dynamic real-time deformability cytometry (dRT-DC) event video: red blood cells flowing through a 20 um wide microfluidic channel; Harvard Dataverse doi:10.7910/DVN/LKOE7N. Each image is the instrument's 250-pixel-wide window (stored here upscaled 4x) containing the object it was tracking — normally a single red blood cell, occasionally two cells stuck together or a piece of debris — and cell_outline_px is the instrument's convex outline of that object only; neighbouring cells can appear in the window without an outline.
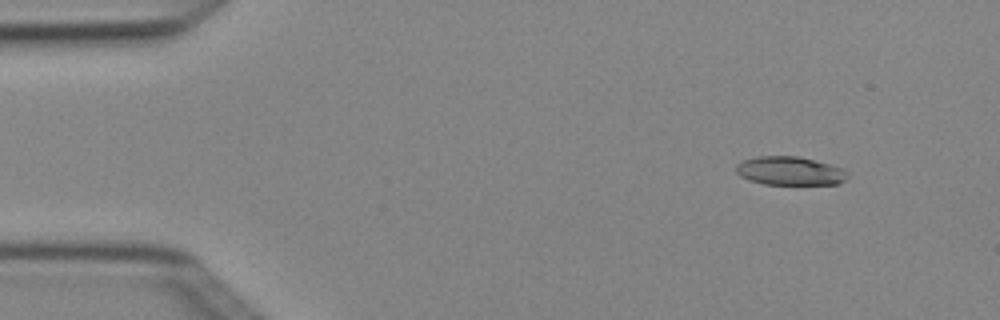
{"species": "Egyptian fruit bat (a non-hibernating species)", "species_latin": "Rousettus aegyptiacus", "temperature_condition": "cold", "stored_images_in_passage": 3, "camera_frame_rate_fps": 3000, "um_per_image_px": 0.085, "animal": {"sex": "female"}, "frame": {"image": 1, "passage_image": 1, "time_ms": 0.0, "image_size_px": [1000, 320], "cell_outline_px": [[848, 176], [840, 184], [764, 184], [748, 180], [740, 176], [736, 172], [736, 164], [744, 160], [756, 156], [800, 156], [828, 164], [840, 168], [848, 172]], "centroid_in_image_um": [67.11, 14.53], "position_along_channel_um": 17.9, "area_um2": 18.55}}
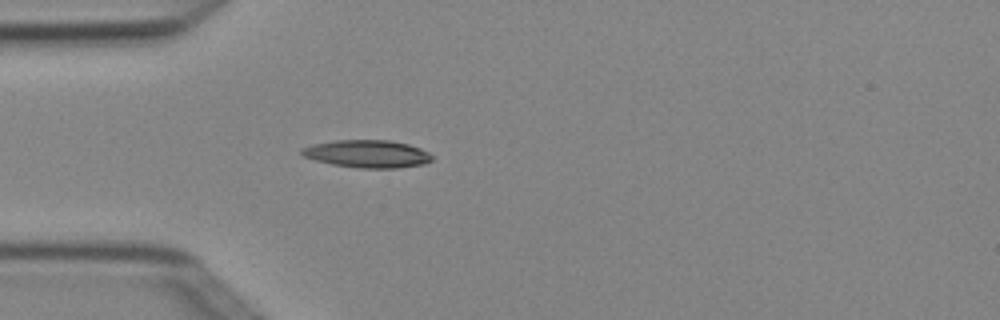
{"frame": {"image": 2, "passage_image": 3, "time_ms": 0.667, "image_size_px": [1000, 320], "cell_outline_px": [[432, 160], [424, 164], [396, 168], [360, 168], [332, 164], [316, 160], [304, 156], [300, 152], [300, 148], [312, 144], [336, 140], [388, 140], [408, 144], [420, 148], [428, 152], [432, 156]], "centroid_in_image_um": [31.21, 13.07], "position_along_channel_um": 53.8, "area_um2": 20.92}}